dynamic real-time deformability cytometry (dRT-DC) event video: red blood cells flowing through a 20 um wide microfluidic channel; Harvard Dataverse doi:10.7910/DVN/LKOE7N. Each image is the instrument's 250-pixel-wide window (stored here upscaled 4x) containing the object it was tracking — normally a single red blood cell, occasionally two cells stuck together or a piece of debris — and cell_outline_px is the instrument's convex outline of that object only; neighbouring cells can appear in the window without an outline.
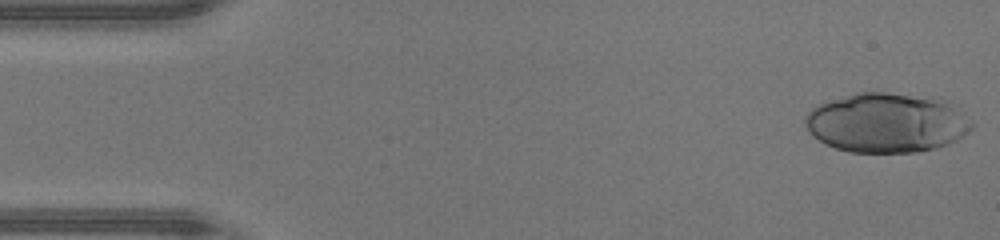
{"species": "human", "species_latin": "Homo sapiens", "temperature_condition": "warm", "stored_images_in_passage": 45, "camera_frame_rate_fps": 3000, "um_per_image_px": 0.085, "donor": {"sex": "male"}, "frame": {"image": 1, "passage_image": 1, "time_ms": 0.0, "image_size_px": [1000, 240], "cell_outline_px": [[972, 128], [956, 140], [948, 144], [936, 148], [916, 152], [848, 152], [824, 144], [804, 124], [804, 116], [812, 108], [820, 104], [856, 92], [884, 92], [944, 100], [972, 120]], "centroid_in_image_um": [75.35, 10.45], "position_along_channel_um": 9.7, "area_um2": 57.16}}